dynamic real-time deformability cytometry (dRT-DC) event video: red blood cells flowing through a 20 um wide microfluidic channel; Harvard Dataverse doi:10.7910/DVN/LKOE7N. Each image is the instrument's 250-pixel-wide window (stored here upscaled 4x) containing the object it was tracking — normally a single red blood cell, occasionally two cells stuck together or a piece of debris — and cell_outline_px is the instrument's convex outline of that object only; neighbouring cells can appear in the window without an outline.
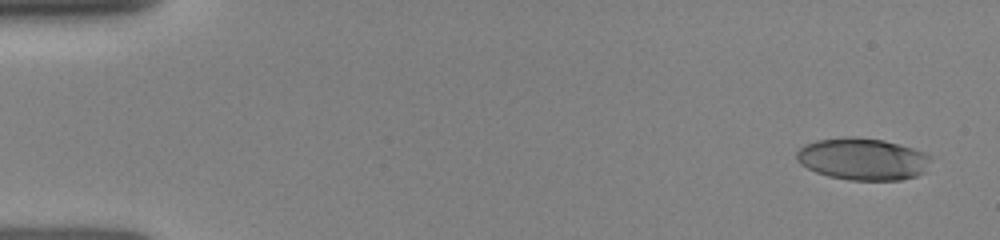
{"species": "human", "species_latin": "Homo sapiens", "temperature_condition": "room temperature", "stored_images_in_passage": 7, "camera_frame_rate_fps": 3000, "um_per_image_px": 0.085, "donor": {"sex": "female"}, "frame": {"image": 1, "passage_image": 1, "time_ms": 0.0, "image_size_px": [1000, 240], "cell_outline_px": [[932, 156], [924, 172], [916, 176], [900, 180], [848, 180], [828, 176], [816, 172], [800, 164], [796, 160], [796, 152], [804, 144], [816, 140], [884, 140], [912, 148], [924, 152]], "centroid_in_image_um": [73.34, 13.57], "position_along_channel_um": 11.7, "area_um2": 31.96}}
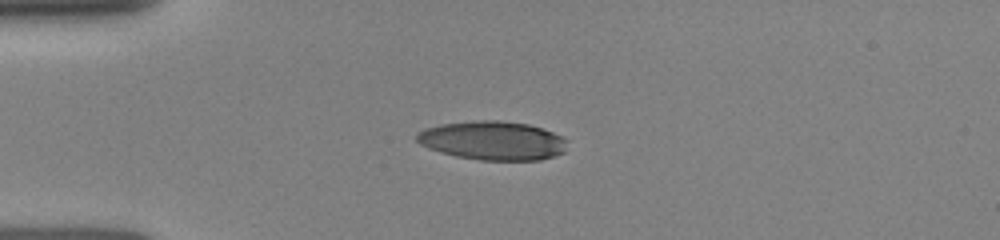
{"frame": {"image": 2, "passage_image": 5, "time_ms": 3.333, "image_size_px": [1000, 240], "cell_outline_px": [[568, 140], [564, 152], [540, 160], [480, 160], [456, 156], [440, 152], [428, 148], [420, 144], [416, 140], [416, 132], [424, 128], [440, 124], [472, 120], [496, 120], [528, 124], [552, 132]], "centroid_in_image_um": [41.83, 11.94], "position_along_channel_um": 43.2, "area_um2": 34.16}}
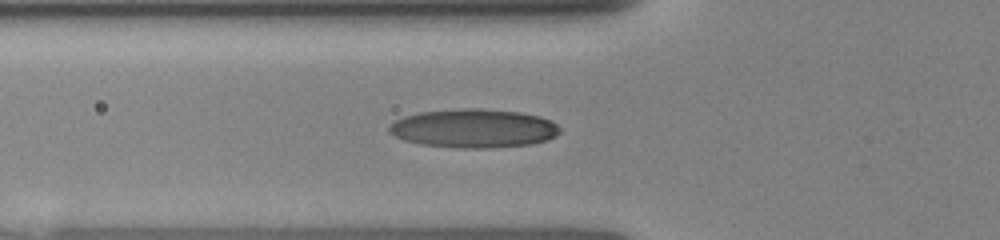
{"frame": {"image": 3, "passage_image": 7, "time_ms": 5.0, "image_size_px": [1000, 240], "cell_outline_px": [[560, 132], [556, 136], [548, 140], [532, 144], [488, 148], [460, 148], [420, 144], [404, 140], [388, 132], [388, 124], [404, 116], [420, 112], [460, 108], [480, 108], [520, 112], [540, 116], [552, 120], [560, 128]], "centroid_in_image_um": [40.27, 10.91], "position_along_channel_um": 85.5, "area_um2": 38.84}}